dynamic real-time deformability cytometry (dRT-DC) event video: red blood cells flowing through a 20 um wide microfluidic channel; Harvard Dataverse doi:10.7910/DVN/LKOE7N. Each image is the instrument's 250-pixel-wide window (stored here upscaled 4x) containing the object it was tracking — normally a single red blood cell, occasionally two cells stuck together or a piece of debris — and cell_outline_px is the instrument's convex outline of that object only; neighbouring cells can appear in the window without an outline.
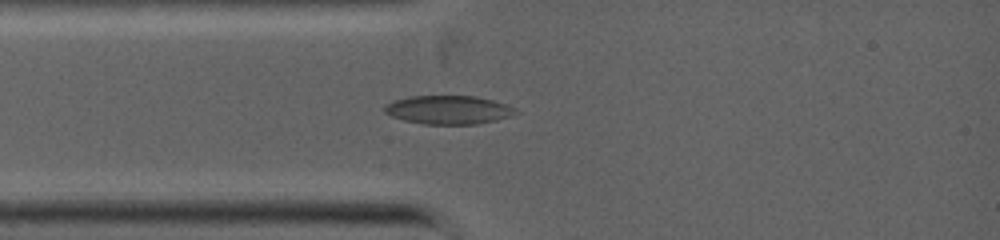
{"species": "common noctule bat (a hibernating species)", "species_latin": "Nyctalus noctula", "temperature_condition": "warm", "stored_images_in_passage": 1, "camera_frame_rate_fps": 5000, "um_per_image_px": 0.085, "animal": {"sex": "female", "body_mass_g": 19.0, "forearm_length_mm": 53.3}, "frame": {"image": 1, "passage_image": 1, "time_ms": 0.0, "image_size_px": [1000, 240], "cell_outline_px": [[520, 112], [512, 116], [496, 120], [476, 124], [424, 124], [404, 120], [392, 116], [384, 112], [384, 104], [392, 100], [408, 96], [476, 96], [492, 100], [516, 108]], "centroid_in_image_um": [38.1, 9.33], "position_along_channel_um": 46.9, "area_um2": 21.96}}